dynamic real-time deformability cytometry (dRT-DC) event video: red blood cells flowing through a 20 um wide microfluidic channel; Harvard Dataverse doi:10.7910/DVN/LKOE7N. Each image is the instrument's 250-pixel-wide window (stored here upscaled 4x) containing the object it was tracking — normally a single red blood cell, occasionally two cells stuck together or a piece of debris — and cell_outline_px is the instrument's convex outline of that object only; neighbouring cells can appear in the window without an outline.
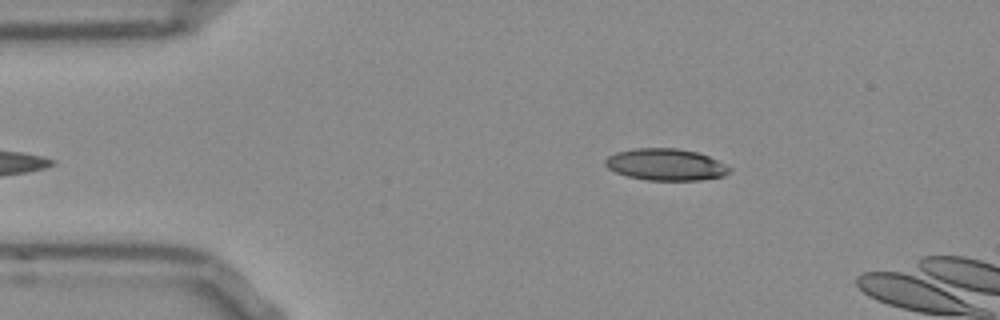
{"species": "Egyptian fruit bat (a non-hibernating species)", "species_latin": "Rousettus aegyptiacus", "temperature_condition": "room temperature", "stored_images_in_passage": 6, "camera_frame_rate_fps": 3000, "um_per_image_px": 0.085, "frame": {"image": 1, "passage_image": 2, "time_ms": 0.333, "image_size_px": [1000, 320], "cell_outline_px": [[732, 172], [724, 176], [700, 180], [648, 180], [628, 176], [616, 172], [608, 168], [604, 164], [604, 160], [608, 156], [616, 152], [636, 148], [676, 148], [696, 152], [708, 156], [732, 168]], "centroid_in_image_um": [56.59, 13.99], "position_along_channel_um": 28.4, "area_um2": 22.95}}